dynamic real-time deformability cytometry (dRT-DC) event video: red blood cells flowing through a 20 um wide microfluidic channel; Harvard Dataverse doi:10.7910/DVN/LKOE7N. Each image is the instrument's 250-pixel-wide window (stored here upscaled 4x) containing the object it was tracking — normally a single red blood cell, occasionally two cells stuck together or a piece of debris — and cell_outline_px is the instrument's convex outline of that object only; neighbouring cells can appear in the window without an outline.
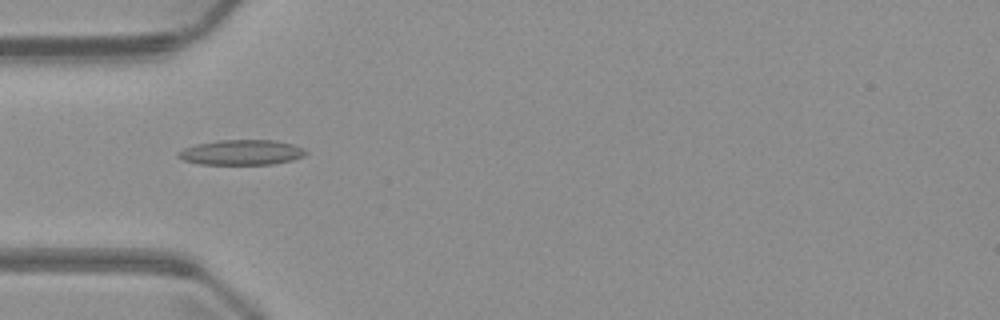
{"species": "common noctule bat (a hibernating species)", "species_latin": "Nyctalus noctula", "temperature_condition": "warm", "stored_images_in_passage": 6, "camera_frame_rate_fps": 3000, "um_per_image_px": 0.085, "animal": {"sex": "male", "body_mass_g": 23.1, "forearm_length_mm": 52.7}, "frame": {"image": 1, "passage_image": 5, "time_ms": 4.667, "image_size_px": [1000, 320], "cell_outline_px": [[308, 152], [304, 156], [292, 160], [272, 164], [200, 164], [184, 160], [176, 156], [176, 152], [184, 148], [196, 144], [220, 140], [272, 140], [292, 144], [304, 148]], "centroid_in_image_um": [20.52, 12.95], "position_along_channel_um": 64.5, "area_um2": 18.67}}
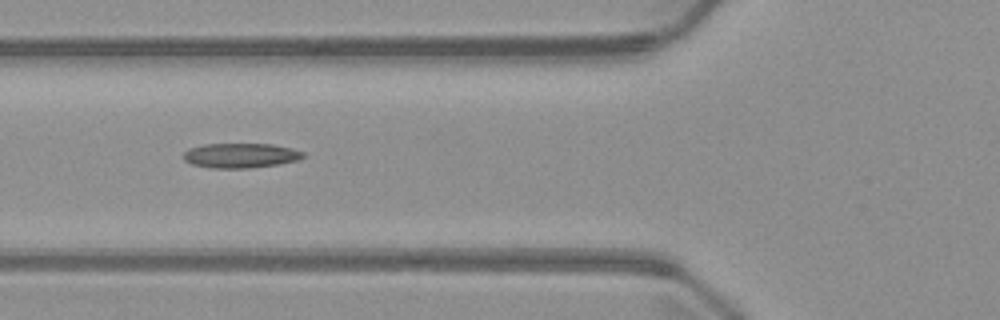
{"frame": {"image": 2, "passage_image": 6, "time_ms": 5.667, "image_size_px": [1000, 320], "cell_outline_px": [[304, 156], [300, 160], [280, 164], [248, 168], [212, 168], [192, 164], [184, 160], [184, 152], [188, 148], [204, 144], [272, 144], [292, 148], [304, 152]], "centroid_in_image_um": [20.47, 13.22], "position_along_channel_um": 105.3, "area_um2": 17.34}}